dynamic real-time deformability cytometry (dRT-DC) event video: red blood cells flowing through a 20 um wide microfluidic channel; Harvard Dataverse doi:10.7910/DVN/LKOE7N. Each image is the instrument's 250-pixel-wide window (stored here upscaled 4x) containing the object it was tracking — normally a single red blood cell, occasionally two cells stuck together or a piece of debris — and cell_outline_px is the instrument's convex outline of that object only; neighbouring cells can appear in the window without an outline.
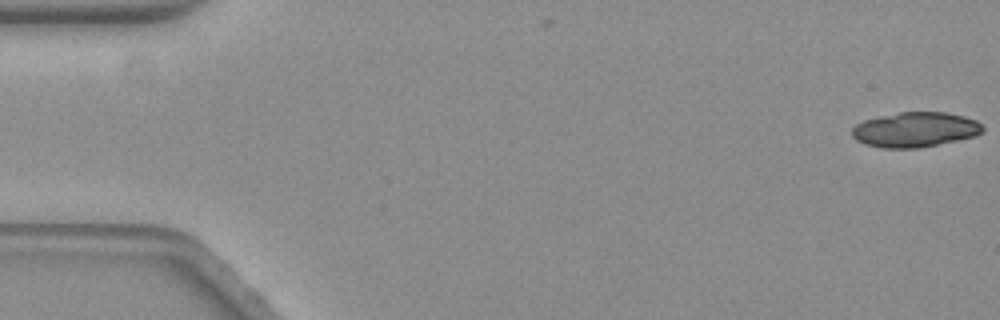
{"species": "common noctule bat (a hibernating species)", "species_latin": "Nyctalus noctula", "temperature_condition": "warm", "stored_images_in_passage": 22, "segment_of_instrument_passage": [1, 2], "camera_frame_rate_fps": 3000, "um_per_image_px": 0.085, "animal": {"sex": "female", "body_mass_g": 19.3, "forearm_length_mm": 54.1}, "frame": {"image": 1, "passage_image": 1, "time_ms": 0.0, "image_size_px": [1000, 320], "cell_outline_px": [[984, 128], [976, 136], [916, 148], [880, 148], [856, 140], [852, 136], [852, 128], [856, 124], [864, 120], [900, 112], [948, 112], [964, 116], [976, 120]], "centroid_in_image_um": [77.78, 11.01], "position_along_channel_um": 7.2, "area_um2": 26.36}}